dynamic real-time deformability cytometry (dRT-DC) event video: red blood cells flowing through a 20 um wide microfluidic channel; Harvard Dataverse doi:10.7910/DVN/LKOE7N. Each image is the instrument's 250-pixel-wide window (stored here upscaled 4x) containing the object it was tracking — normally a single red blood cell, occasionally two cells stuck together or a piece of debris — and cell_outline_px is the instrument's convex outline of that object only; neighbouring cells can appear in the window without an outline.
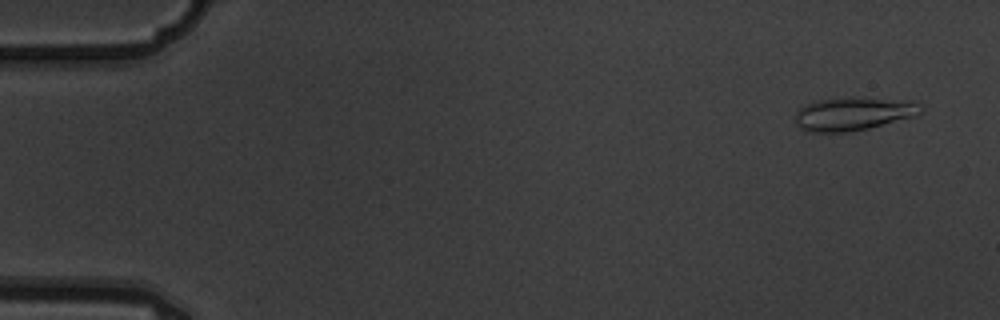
{"species": "common noctule bat (a hibernating species)", "species_latin": "Nyctalus noctula", "temperature_condition": "warm", "stored_images_in_passage": 6, "segment_of_instrument_passage": [2, 2], "camera_frame_rate_fps": 3000, "um_per_image_px": 0.085, "animal": {"sex": "male", "body_mass_g": 19.5, "forearm_length_mm": 54.6}, "frame": {"image": 1, "passage_image": 6, "time_ms": 1.667, "image_size_px": [1000, 320], "cell_outline_px": [[924, 108], [916, 116], [868, 128], [848, 132], [808, 132], [800, 128], [796, 124], [796, 112], [800, 108], [808, 104], [820, 100], [848, 96], [852, 96], [916, 100]], "centroid_in_image_um": [72.6, 9.64], "position_along_channel_um": 12.4, "area_um2": 24.8}}